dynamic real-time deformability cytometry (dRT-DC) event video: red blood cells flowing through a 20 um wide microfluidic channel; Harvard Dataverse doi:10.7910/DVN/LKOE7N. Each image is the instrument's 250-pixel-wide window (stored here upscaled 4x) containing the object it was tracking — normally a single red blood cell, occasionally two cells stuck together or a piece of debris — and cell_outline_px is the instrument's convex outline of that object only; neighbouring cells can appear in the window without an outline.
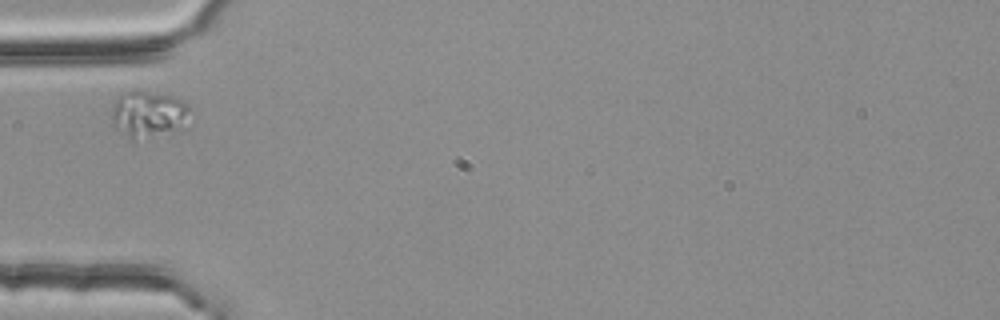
{"species": "common noctule bat (a hibernating species)", "species_latin": "Nyctalus noctula", "temperature_condition": "room temperature", "stored_images_in_passage": 4, "camera_frame_rate_fps": 3000, "um_per_image_px": 0.085, "animal": {"sex": "female", "body_mass_g": 25.1}, "frame": {"image": 1, "passage_image": 4, "time_ms": 1.0, "image_size_px": [1000, 320], "cell_outline_px": [[192, 108], [184, 128], [132, 140], [112, 124], [112, 108], [116, 100], [124, 92], [148, 92], [172, 96], [184, 100]], "centroid_in_image_um": [12.66, 9.7], "position_along_channel_um": 72.3, "area_um2": 20.92}}